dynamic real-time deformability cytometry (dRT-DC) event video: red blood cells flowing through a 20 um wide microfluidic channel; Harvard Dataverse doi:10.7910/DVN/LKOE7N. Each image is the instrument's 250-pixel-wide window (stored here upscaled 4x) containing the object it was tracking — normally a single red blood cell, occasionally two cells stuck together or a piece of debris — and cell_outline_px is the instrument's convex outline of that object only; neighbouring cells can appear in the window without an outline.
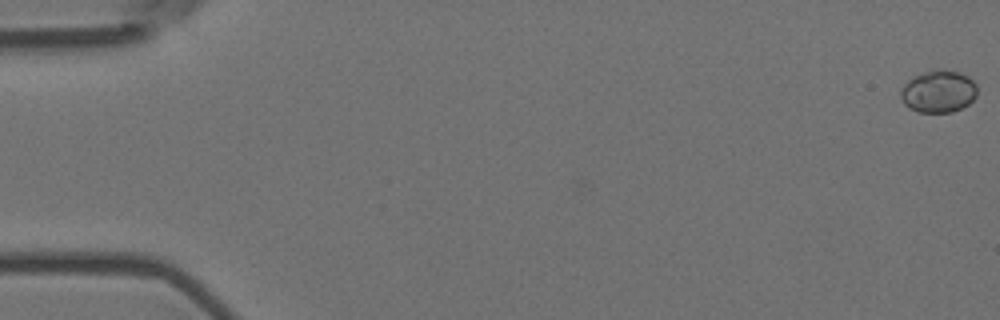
{"species": "Egyptian fruit bat (a non-hibernating species)", "species_latin": "Rousettus aegyptiacus", "temperature_condition": "room temperature", "stored_images_in_passage": 3, "camera_frame_rate_fps": 3000, "um_per_image_px": 0.085, "animal": {"sex": "female"}, "frame": {"image": 1, "passage_image": 1, "time_ms": 0.0, "image_size_px": [1000, 320], "cell_outline_px": [[976, 96], [968, 104], [952, 112], [920, 112], [904, 104], [900, 100], [900, 92], [904, 84], [912, 76], [924, 72], [956, 72], [968, 76], [976, 84]], "centroid_in_image_um": [79.74, 7.8], "position_along_channel_um": 5.3, "area_um2": 18.32}}